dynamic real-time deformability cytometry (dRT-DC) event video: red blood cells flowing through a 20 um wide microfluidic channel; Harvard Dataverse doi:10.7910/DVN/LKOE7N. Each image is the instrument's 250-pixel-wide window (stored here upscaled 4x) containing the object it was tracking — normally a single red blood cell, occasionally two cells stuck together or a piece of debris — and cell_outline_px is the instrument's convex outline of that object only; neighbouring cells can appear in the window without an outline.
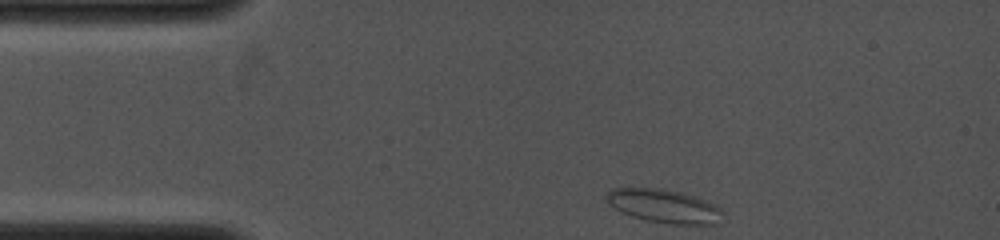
{"species": "common noctule bat (a hibernating species)", "species_latin": "Nyctalus noctula", "temperature_condition": "cold", "stored_images_in_passage": 6, "camera_frame_rate_fps": 4000, "um_per_image_px": 0.085, "animal": {"sex": "female", "body_mass_g": 19.0, "forearm_length_mm": 53.3}, "frame": {"image": 1, "passage_image": 1, "time_ms": 0.0, "image_size_px": [1000, 240], "cell_outline_px": [[724, 212], [720, 224], [668, 224], [648, 220], [632, 216], [608, 204], [604, 196], [612, 188], [660, 188], [680, 192], [716, 204]], "centroid_in_image_um": [56.47, 17.52], "position_along_channel_um": 28.5, "area_um2": 22.66}}
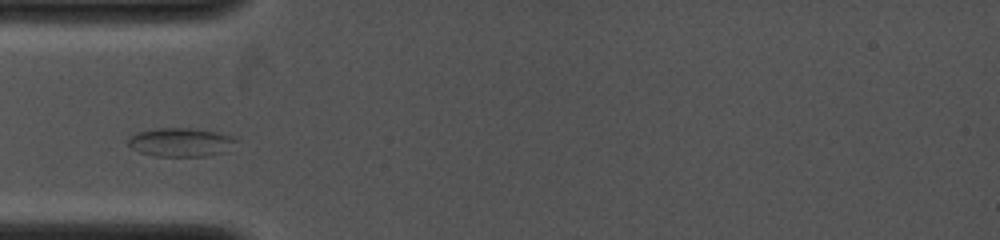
{"frame": {"image": 2, "passage_image": 5, "time_ms": 2.0, "image_size_px": [1000, 240], "cell_outline_px": [[236, 140], [224, 152], [208, 156], [156, 156], [140, 152], [132, 148], [128, 144], [128, 140], [136, 132], [156, 128], [188, 128], [216, 132], [232, 136]], "centroid_in_image_um": [15.32, 12.09], "position_along_channel_um": 69.7, "area_um2": 17.74}}